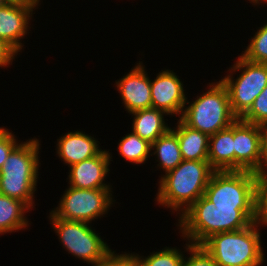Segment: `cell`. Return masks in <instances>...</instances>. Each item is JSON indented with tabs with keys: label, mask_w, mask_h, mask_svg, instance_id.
<instances>
[{
	"label": "cell",
	"mask_w": 267,
	"mask_h": 266,
	"mask_svg": "<svg viewBox=\"0 0 267 266\" xmlns=\"http://www.w3.org/2000/svg\"><path fill=\"white\" fill-rule=\"evenodd\" d=\"M175 224L183 240L201 245L211 235L248 227L254 219V209H217L204 195L178 216Z\"/></svg>",
	"instance_id": "1"
},
{
	"label": "cell",
	"mask_w": 267,
	"mask_h": 266,
	"mask_svg": "<svg viewBox=\"0 0 267 266\" xmlns=\"http://www.w3.org/2000/svg\"><path fill=\"white\" fill-rule=\"evenodd\" d=\"M214 172L208 160H183L175 169L161 174L155 203L180 216L204 195Z\"/></svg>",
	"instance_id": "2"
},
{
	"label": "cell",
	"mask_w": 267,
	"mask_h": 266,
	"mask_svg": "<svg viewBox=\"0 0 267 266\" xmlns=\"http://www.w3.org/2000/svg\"><path fill=\"white\" fill-rule=\"evenodd\" d=\"M40 143L35 136L20 142L0 169V194L21 200L31 210L36 206L34 198L41 166Z\"/></svg>",
	"instance_id": "3"
},
{
	"label": "cell",
	"mask_w": 267,
	"mask_h": 266,
	"mask_svg": "<svg viewBox=\"0 0 267 266\" xmlns=\"http://www.w3.org/2000/svg\"><path fill=\"white\" fill-rule=\"evenodd\" d=\"M260 230L252 222L241 230L213 234L201 245L218 266H262L266 257Z\"/></svg>",
	"instance_id": "4"
},
{
	"label": "cell",
	"mask_w": 267,
	"mask_h": 266,
	"mask_svg": "<svg viewBox=\"0 0 267 266\" xmlns=\"http://www.w3.org/2000/svg\"><path fill=\"white\" fill-rule=\"evenodd\" d=\"M205 89L207 91L202 90L195 100L187 98L180 119L189 127L212 136L229 127L237 117L231 110L227 89L220 80L212 81Z\"/></svg>",
	"instance_id": "5"
},
{
	"label": "cell",
	"mask_w": 267,
	"mask_h": 266,
	"mask_svg": "<svg viewBox=\"0 0 267 266\" xmlns=\"http://www.w3.org/2000/svg\"><path fill=\"white\" fill-rule=\"evenodd\" d=\"M236 59L220 81L227 89L233 114L241 118L267 86V64L250 62L240 54ZM236 72L241 73L234 78Z\"/></svg>",
	"instance_id": "6"
},
{
	"label": "cell",
	"mask_w": 267,
	"mask_h": 266,
	"mask_svg": "<svg viewBox=\"0 0 267 266\" xmlns=\"http://www.w3.org/2000/svg\"><path fill=\"white\" fill-rule=\"evenodd\" d=\"M48 218L63 249L76 259L93 266L112 250L92 224L64 220L55 217L51 212Z\"/></svg>",
	"instance_id": "7"
},
{
	"label": "cell",
	"mask_w": 267,
	"mask_h": 266,
	"mask_svg": "<svg viewBox=\"0 0 267 266\" xmlns=\"http://www.w3.org/2000/svg\"><path fill=\"white\" fill-rule=\"evenodd\" d=\"M257 179L254 172L247 170L215 171L204 196L217 209H254Z\"/></svg>",
	"instance_id": "8"
},
{
	"label": "cell",
	"mask_w": 267,
	"mask_h": 266,
	"mask_svg": "<svg viewBox=\"0 0 267 266\" xmlns=\"http://www.w3.org/2000/svg\"><path fill=\"white\" fill-rule=\"evenodd\" d=\"M112 192V189H78L68 186L58 205L50 212L64 220L91 224L107 215L112 205H115Z\"/></svg>",
	"instance_id": "9"
},
{
	"label": "cell",
	"mask_w": 267,
	"mask_h": 266,
	"mask_svg": "<svg viewBox=\"0 0 267 266\" xmlns=\"http://www.w3.org/2000/svg\"><path fill=\"white\" fill-rule=\"evenodd\" d=\"M41 1L7 2L0 7V39L7 42L18 53L22 52L25 46L22 39L30 33V22L33 21V14L41 5Z\"/></svg>",
	"instance_id": "10"
},
{
	"label": "cell",
	"mask_w": 267,
	"mask_h": 266,
	"mask_svg": "<svg viewBox=\"0 0 267 266\" xmlns=\"http://www.w3.org/2000/svg\"><path fill=\"white\" fill-rule=\"evenodd\" d=\"M173 71L165 68L157 73L156 78H150L152 107L165 111L167 117L181 118L187 94L182 79Z\"/></svg>",
	"instance_id": "11"
},
{
	"label": "cell",
	"mask_w": 267,
	"mask_h": 266,
	"mask_svg": "<svg viewBox=\"0 0 267 266\" xmlns=\"http://www.w3.org/2000/svg\"><path fill=\"white\" fill-rule=\"evenodd\" d=\"M263 126L237 118L234 121L235 171L255 172L262 159Z\"/></svg>",
	"instance_id": "12"
},
{
	"label": "cell",
	"mask_w": 267,
	"mask_h": 266,
	"mask_svg": "<svg viewBox=\"0 0 267 266\" xmlns=\"http://www.w3.org/2000/svg\"><path fill=\"white\" fill-rule=\"evenodd\" d=\"M147 73L143 62L139 61L126 75L115 80L122 104L129 114L152 107L150 77Z\"/></svg>",
	"instance_id": "13"
},
{
	"label": "cell",
	"mask_w": 267,
	"mask_h": 266,
	"mask_svg": "<svg viewBox=\"0 0 267 266\" xmlns=\"http://www.w3.org/2000/svg\"><path fill=\"white\" fill-rule=\"evenodd\" d=\"M102 150L97 156L81 161L69 167L68 184L78 189H112L105 179L110 174L109 166L112 153Z\"/></svg>",
	"instance_id": "14"
},
{
	"label": "cell",
	"mask_w": 267,
	"mask_h": 266,
	"mask_svg": "<svg viewBox=\"0 0 267 266\" xmlns=\"http://www.w3.org/2000/svg\"><path fill=\"white\" fill-rule=\"evenodd\" d=\"M100 142L91 134L80 129L67 132L57 139L56 154L68 167L97 156L102 148Z\"/></svg>",
	"instance_id": "15"
},
{
	"label": "cell",
	"mask_w": 267,
	"mask_h": 266,
	"mask_svg": "<svg viewBox=\"0 0 267 266\" xmlns=\"http://www.w3.org/2000/svg\"><path fill=\"white\" fill-rule=\"evenodd\" d=\"M208 161L215 171H235L234 122L209 136Z\"/></svg>",
	"instance_id": "16"
},
{
	"label": "cell",
	"mask_w": 267,
	"mask_h": 266,
	"mask_svg": "<svg viewBox=\"0 0 267 266\" xmlns=\"http://www.w3.org/2000/svg\"><path fill=\"white\" fill-rule=\"evenodd\" d=\"M176 120L177 123L171 130L178 137L183 160H208L209 136L189 127L180 118Z\"/></svg>",
	"instance_id": "17"
},
{
	"label": "cell",
	"mask_w": 267,
	"mask_h": 266,
	"mask_svg": "<svg viewBox=\"0 0 267 266\" xmlns=\"http://www.w3.org/2000/svg\"><path fill=\"white\" fill-rule=\"evenodd\" d=\"M132 115V132L143 140L153 143L157 138L166 134L171 127L168 126V114L156 108H147L130 113Z\"/></svg>",
	"instance_id": "18"
},
{
	"label": "cell",
	"mask_w": 267,
	"mask_h": 266,
	"mask_svg": "<svg viewBox=\"0 0 267 266\" xmlns=\"http://www.w3.org/2000/svg\"><path fill=\"white\" fill-rule=\"evenodd\" d=\"M32 211L21 200L0 194V236L29 227L26 213Z\"/></svg>",
	"instance_id": "19"
},
{
	"label": "cell",
	"mask_w": 267,
	"mask_h": 266,
	"mask_svg": "<svg viewBox=\"0 0 267 266\" xmlns=\"http://www.w3.org/2000/svg\"><path fill=\"white\" fill-rule=\"evenodd\" d=\"M151 156L154 155L158 169H162L165 175L175 169L182 161V155L177 135L170 129L166 134L157 138L151 144Z\"/></svg>",
	"instance_id": "20"
},
{
	"label": "cell",
	"mask_w": 267,
	"mask_h": 266,
	"mask_svg": "<svg viewBox=\"0 0 267 266\" xmlns=\"http://www.w3.org/2000/svg\"><path fill=\"white\" fill-rule=\"evenodd\" d=\"M117 150L126 162L139 166L151 156V143L131 131L119 140Z\"/></svg>",
	"instance_id": "21"
},
{
	"label": "cell",
	"mask_w": 267,
	"mask_h": 266,
	"mask_svg": "<svg viewBox=\"0 0 267 266\" xmlns=\"http://www.w3.org/2000/svg\"><path fill=\"white\" fill-rule=\"evenodd\" d=\"M184 251L177 247H164L156 252H150L147 257L134 253L138 259L139 266H182L183 259L187 249L192 245L189 241L185 240Z\"/></svg>",
	"instance_id": "22"
},
{
	"label": "cell",
	"mask_w": 267,
	"mask_h": 266,
	"mask_svg": "<svg viewBox=\"0 0 267 266\" xmlns=\"http://www.w3.org/2000/svg\"><path fill=\"white\" fill-rule=\"evenodd\" d=\"M262 25L240 55L250 62L267 64V22Z\"/></svg>",
	"instance_id": "23"
},
{
	"label": "cell",
	"mask_w": 267,
	"mask_h": 266,
	"mask_svg": "<svg viewBox=\"0 0 267 266\" xmlns=\"http://www.w3.org/2000/svg\"><path fill=\"white\" fill-rule=\"evenodd\" d=\"M253 223L260 229L267 227V180L257 179L255 185Z\"/></svg>",
	"instance_id": "24"
},
{
	"label": "cell",
	"mask_w": 267,
	"mask_h": 266,
	"mask_svg": "<svg viewBox=\"0 0 267 266\" xmlns=\"http://www.w3.org/2000/svg\"><path fill=\"white\" fill-rule=\"evenodd\" d=\"M240 119L263 127L267 126V86L256 97L250 109Z\"/></svg>",
	"instance_id": "25"
},
{
	"label": "cell",
	"mask_w": 267,
	"mask_h": 266,
	"mask_svg": "<svg viewBox=\"0 0 267 266\" xmlns=\"http://www.w3.org/2000/svg\"><path fill=\"white\" fill-rule=\"evenodd\" d=\"M186 253L189 256L184 257L182 266H218L202 245L192 244Z\"/></svg>",
	"instance_id": "26"
},
{
	"label": "cell",
	"mask_w": 267,
	"mask_h": 266,
	"mask_svg": "<svg viewBox=\"0 0 267 266\" xmlns=\"http://www.w3.org/2000/svg\"><path fill=\"white\" fill-rule=\"evenodd\" d=\"M93 266H139L138 259L133 253L122 251L121 254L111 250L103 259Z\"/></svg>",
	"instance_id": "27"
},
{
	"label": "cell",
	"mask_w": 267,
	"mask_h": 266,
	"mask_svg": "<svg viewBox=\"0 0 267 266\" xmlns=\"http://www.w3.org/2000/svg\"><path fill=\"white\" fill-rule=\"evenodd\" d=\"M5 126L0 127V169L5 163L11 151L21 142L17 140L13 131ZM19 141V142H18Z\"/></svg>",
	"instance_id": "28"
},
{
	"label": "cell",
	"mask_w": 267,
	"mask_h": 266,
	"mask_svg": "<svg viewBox=\"0 0 267 266\" xmlns=\"http://www.w3.org/2000/svg\"><path fill=\"white\" fill-rule=\"evenodd\" d=\"M20 55L12 46H10L7 42L0 39V67H8L12 65L13 60L15 61V57Z\"/></svg>",
	"instance_id": "29"
},
{
	"label": "cell",
	"mask_w": 267,
	"mask_h": 266,
	"mask_svg": "<svg viewBox=\"0 0 267 266\" xmlns=\"http://www.w3.org/2000/svg\"><path fill=\"white\" fill-rule=\"evenodd\" d=\"M254 173L257 178L267 180V126L263 127L261 163Z\"/></svg>",
	"instance_id": "30"
},
{
	"label": "cell",
	"mask_w": 267,
	"mask_h": 266,
	"mask_svg": "<svg viewBox=\"0 0 267 266\" xmlns=\"http://www.w3.org/2000/svg\"><path fill=\"white\" fill-rule=\"evenodd\" d=\"M248 3L254 5V7L261 5L262 3L267 4V0H248Z\"/></svg>",
	"instance_id": "31"
},
{
	"label": "cell",
	"mask_w": 267,
	"mask_h": 266,
	"mask_svg": "<svg viewBox=\"0 0 267 266\" xmlns=\"http://www.w3.org/2000/svg\"><path fill=\"white\" fill-rule=\"evenodd\" d=\"M7 2V0H0V7L4 6Z\"/></svg>",
	"instance_id": "32"
},
{
	"label": "cell",
	"mask_w": 267,
	"mask_h": 266,
	"mask_svg": "<svg viewBox=\"0 0 267 266\" xmlns=\"http://www.w3.org/2000/svg\"><path fill=\"white\" fill-rule=\"evenodd\" d=\"M8 2H21V1H26V0H7Z\"/></svg>",
	"instance_id": "33"
}]
</instances>
